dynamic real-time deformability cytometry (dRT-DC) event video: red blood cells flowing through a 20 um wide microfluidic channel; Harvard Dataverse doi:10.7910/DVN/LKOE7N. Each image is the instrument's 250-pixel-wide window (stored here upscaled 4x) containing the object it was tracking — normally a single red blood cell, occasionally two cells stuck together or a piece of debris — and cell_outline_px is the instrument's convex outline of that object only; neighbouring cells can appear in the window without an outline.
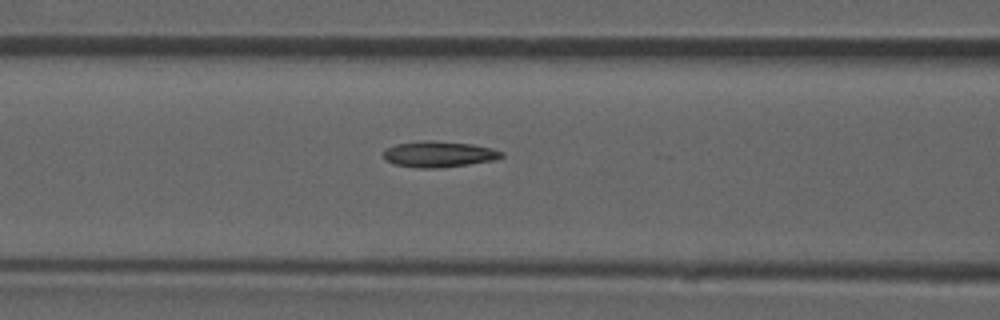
{"species": "common noctule bat (a hibernating species)", "species_latin": "Nyctalus noctula", "temperature_condition": "room temperature", "stored_images_in_passage": 34, "camera_frame_rate_fps": 3000, "um_per_image_px": 0.085, "animal": {"sex": "male", "forearm_length_mm": 52.5}, "frame": {"image": 1, "passage_image": 10, "time_ms": 3.0, "image_size_px": [1000, 320], "cell_outline_px": [[504, 156], [492, 160], [468, 164], [436, 168], [420, 168], [392, 164], [384, 156], [384, 152], [388, 148], [396, 144], [424, 140], [432, 140], [472, 144], [492, 148], [504, 152]], "centroid_in_image_um": [37.32, 13.1], "position_along_channel_um": 129.3, "area_um2": 17.69}, "authors_computed_cell_mechanics": {"area_um2": 17.34, "velocity_mm_per_s": 3.918, "shape_relaxation_time_tau1_ms": null, "shape_relaxation_time_tau2_ms": 3.3426, "deformation_change_tau1": null, "deformation_change_tau2": 0.1}}